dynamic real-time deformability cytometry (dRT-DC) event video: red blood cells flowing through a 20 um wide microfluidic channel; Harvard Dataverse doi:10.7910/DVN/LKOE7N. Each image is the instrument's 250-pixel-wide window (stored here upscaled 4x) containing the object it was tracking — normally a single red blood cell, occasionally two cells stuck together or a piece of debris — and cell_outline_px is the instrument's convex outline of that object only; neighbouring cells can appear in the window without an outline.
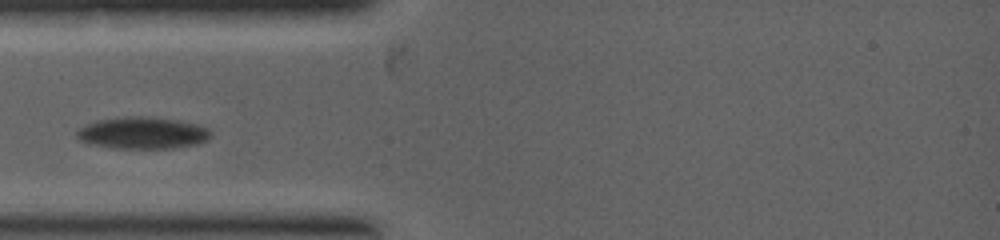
{"species": "common noctule bat (a hibernating species)", "species_latin": "Nyctalus noctula", "temperature_condition": "warm", "stored_images_in_passage": 2, "camera_frame_rate_fps": 5000, "um_per_image_px": 0.085, "animal": {"sex": "female", "body_mass_g": 19.0, "forearm_length_mm": 53.3}, "frame": {"image": 1, "passage_image": 1, "time_ms": 0.0, "image_size_px": [1000, 240], "cell_outline_px": [[212, 136], [208, 140], [196, 144], [172, 148], [112, 148], [88, 144], [80, 140], [76, 136], [76, 132], [80, 128], [96, 120], [124, 116], [148, 116], [180, 120], [196, 124], [208, 128]], "centroid_in_image_um": [12.12, 11.29], "position_along_channel_um": 72.9, "area_um2": 25.09}}